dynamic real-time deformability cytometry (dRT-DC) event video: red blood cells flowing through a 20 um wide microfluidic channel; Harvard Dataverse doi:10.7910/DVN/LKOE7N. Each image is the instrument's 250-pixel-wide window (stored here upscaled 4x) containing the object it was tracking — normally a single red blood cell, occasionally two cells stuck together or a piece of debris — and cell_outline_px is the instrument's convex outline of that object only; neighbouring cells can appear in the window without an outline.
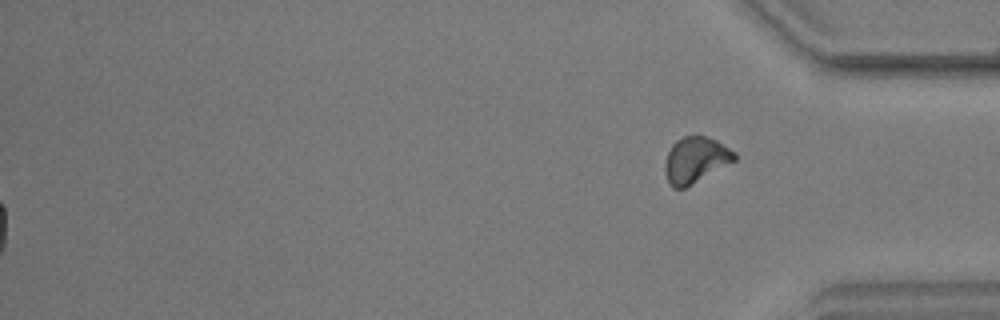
{"species": "common noctule bat (a hibernating species)", "species_latin": "Nyctalus noctula", "temperature_condition": "warm", "stored_images_in_passage": 42, "segment_of_instrument_passage": [2, 2], "camera_frame_rate_fps": 3000, "um_per_image_px": 0.085, "animal": {"sex": "male", "body_mass_g": 17.9, "forearm_length_mm": 54.2}, "frame": {"image": 1, "passage_image": 42, "time_ms": 13.667, "image_size_px": [1000, 320], "cell_outline_px": [[736, 160], [684, 188], [672, 188], [668, 184], [664, 172], [664, 164], [668, 152], [672, 144], [676, 140], [684, 136], [704, 136], [716, 140], [736, 152]], "centroid_in_image_um": [59.09, 13.6], "position_along_channel_um": 376.1, "area_um2": 18.55}}